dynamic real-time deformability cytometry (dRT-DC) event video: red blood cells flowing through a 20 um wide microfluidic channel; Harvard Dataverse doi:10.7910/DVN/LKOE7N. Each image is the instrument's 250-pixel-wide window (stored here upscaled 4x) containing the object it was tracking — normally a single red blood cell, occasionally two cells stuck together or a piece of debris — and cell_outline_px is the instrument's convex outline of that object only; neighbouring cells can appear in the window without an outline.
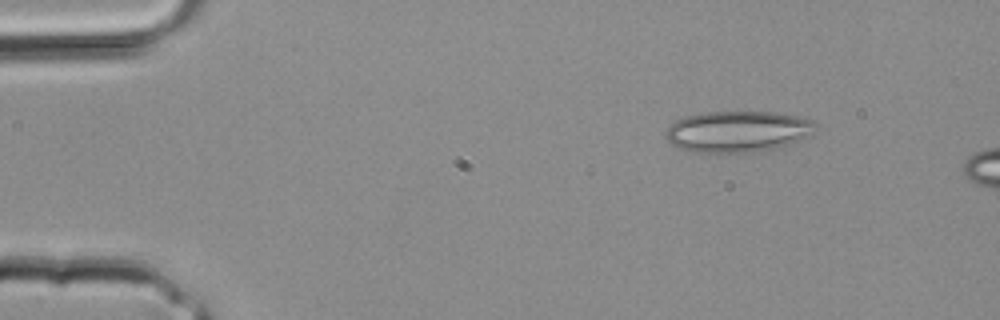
{"species": "common noctule bat (a hibernating species)", "species_latin": "Nyctalus noctula", "temperature_condition": "room temperature", "stored_images_in_passage": 3, "camera_frame_rate_fps": 3000, "um_per_image_px": 0.085, "animal": {"sex": "male", "body_mass_g": 20.4}, "frame": {"image": 1, "passage_image": 1, "time_ms": 0.0, "image_size_px": [1000, 320], "cell_outline_px": [[816, 124], [808, 136], [796, 144], [748, 152], [692, 152], [680, 148], [672, 144], [664, 136], [664, 132], [676, 120], [684, 116], [708, 112], [776, 112], [796, 116], [812, 120]], "centroid_in_image_um": [62.69, 11.17], "position_along_channel_um": 22.3, "area_um2": 35.84}}